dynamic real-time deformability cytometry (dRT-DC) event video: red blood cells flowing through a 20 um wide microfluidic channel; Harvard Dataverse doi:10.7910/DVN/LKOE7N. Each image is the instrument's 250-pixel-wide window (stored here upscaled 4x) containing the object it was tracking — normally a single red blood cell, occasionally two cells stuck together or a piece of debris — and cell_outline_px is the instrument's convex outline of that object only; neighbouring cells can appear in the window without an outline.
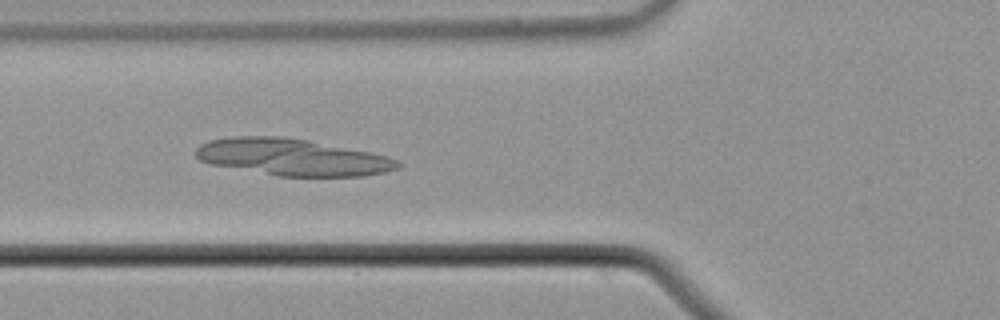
{"species": "common noctule bat (a hibernating species)", "species_latin": "Nyctalus noctula", "temperature_condition": "cold", "stored_images_in_passage": 55, "camera_frame_rate_fps": 3000, "um_per_image_px": 0.085, "animal": {"sex": "male", "body_mass_g": 21.5, "forearm_length_mm": 52.0}, "frame": {"image": 1, "passage_image": 21, "time_ms": 6.667, "image_size_px": [1000, 320], "cell_outline_px": [[400, 168], [384, 172], [364, 176], [276, 176], [212, 164], [200, 160], [196, 156], [196, 148], [200, 144], [208, 140], [232, 136], [284, 136], [308, 140], [388, 156], [400, 160]], "centroid_in_image_um": [24.84, 13.35], "position_along_channel_um": 101.0, "area_um2": 43.29}}
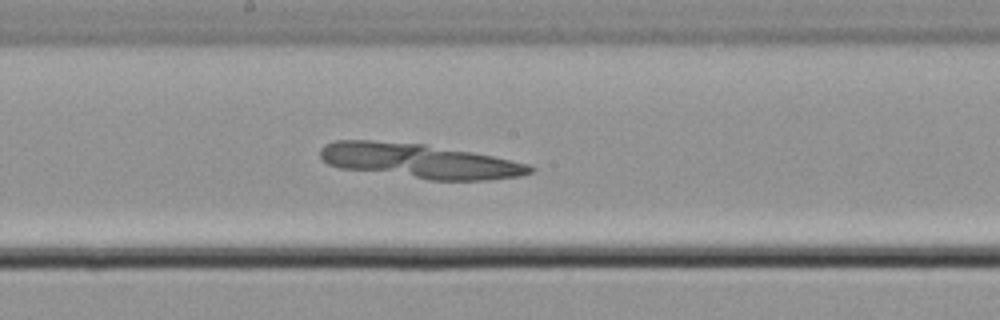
{"frame": {"image": 2, "passage_image": 30, "time_ms": 9.667, "image_size_px": [1000, 320], "cell_outline_px": [[536, 168], [532, 172], [520, 176], [488, 180], [428, 180], [340, 168], [328, 164], [320, 156], [320, 148], [324, 144], [336, 140], [372, 140], [424, 144], [472, 152], [492, 156], [528, 164]], "centroid_in_image_um": [35.63, 13.68], "position_along_channel_um": 212.6, "area_um2": 42.37}}
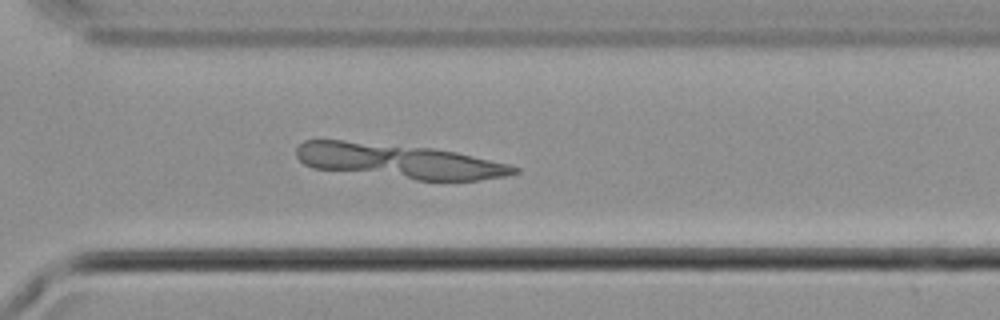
{"frame": {"image": 3, "passage_image": 40, "time_ms": 13.0, "image_size_px": [1000, 320], "cell_outline_px": [[520, 172], [508, 176], [476, 180], [416, 180], [312, 168], [304, 164], [296, 156], [296, 148], [304, 140], [344, 140], [432, 148], [456, 152], [508, 164], [520, 168]], "centroid_in_image_um": [33.91, 13.7], "position_along_channel_um": 336.7, "area_um2": 43.75}}